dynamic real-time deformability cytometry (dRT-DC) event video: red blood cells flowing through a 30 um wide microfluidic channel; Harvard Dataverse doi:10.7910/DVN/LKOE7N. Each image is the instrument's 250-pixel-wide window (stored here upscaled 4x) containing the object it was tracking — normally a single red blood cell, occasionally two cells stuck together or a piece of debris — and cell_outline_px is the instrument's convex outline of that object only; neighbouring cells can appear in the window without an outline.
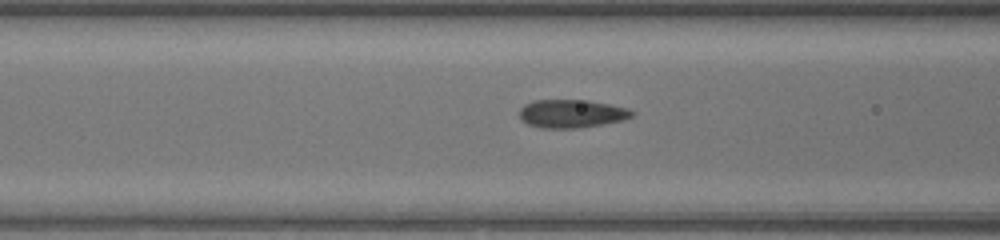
{"species": "common noctule bat (a hibernating species)", "species_latin": "Nyctalus noctula", "temperature_condition": "warm", "stored_images_in_passage": 30, "camera_frame_rate_fps": 3000, "um_per_image_px": 0.085, "animal": {"sex": "female", "body_mass_g": 17.0, "forearm_length_mm": 48.0}, "frame": {"image": 1, "passage_image": 12, "time_ms": 3.667, "image_size_px": [1000, 240], "cell_outline_px": [[636, 112], [632, 116], [624, 120], [604, 124], [580, 128], [540, 128], [528, 124], [520, 120], [520, 108], [524, 104], [532, 100], [588, 100], [628, 108]], "centroid_in_image_um": [48.58, 9.66], "position_along_channel_um": 118.0, "area_um2": 18.73}}
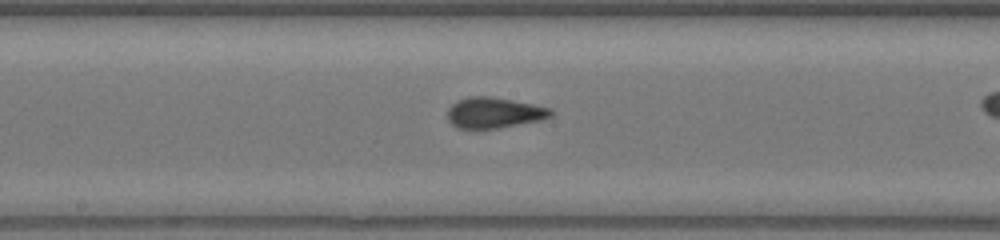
{"frame": {"image": 2, "passage_image": 18, "time_ms": 5.667, "image_size_px": [1000, 240], "cell_outline_px": [[556, 112], [552, 116], [540, 120], [500, 128], [456, 128], [448, 120], [448, 108], [456, 100], [468, 96], [488, 96], [532, 104], [552, 108]], "centroid_in_image_um": [42.01, 9.58], "position_along_channel_um": 206.2, "area_um2": 18.55}}
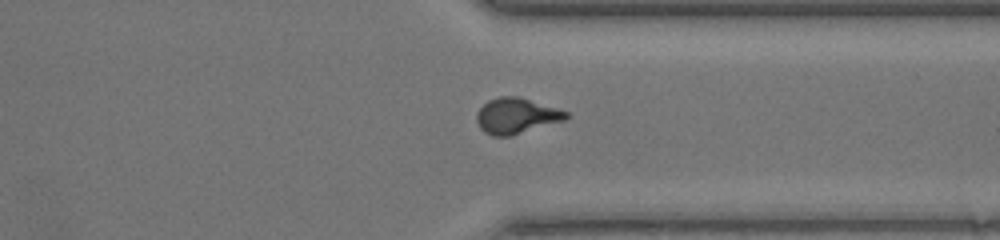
{"frame": {"image": 3, "passage_image": 29, "time_ms": 9.333, "image_size_px": [1000, 240], "cell_outline_px": [[568, 116], [564, 120], [512, 136], [492, 136], [484, 132], [480, 128], [476, 120], [476, 112], [488, 100], [500, 96], [516, 96], [556, 108], [568, 112]], "centroid_in_image_um": [43.84, 9.86], "position_along_channel_um": 367.6, "area_um2": 18.44}}